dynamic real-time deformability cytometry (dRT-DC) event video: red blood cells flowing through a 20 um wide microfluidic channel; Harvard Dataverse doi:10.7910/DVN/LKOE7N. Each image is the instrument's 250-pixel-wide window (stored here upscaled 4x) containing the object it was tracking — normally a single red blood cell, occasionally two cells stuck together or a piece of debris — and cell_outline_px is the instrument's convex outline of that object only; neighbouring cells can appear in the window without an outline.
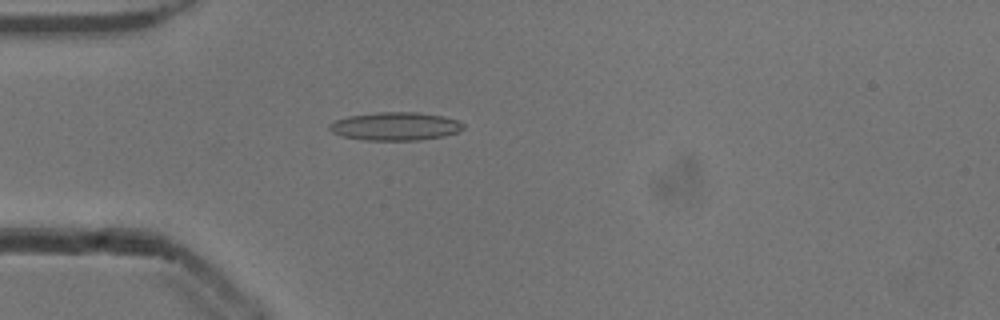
{"species": "common noctule bat (a hibernating species)", "species_latin": "Nyctalus noctula", "temperature_condition": "cold", "stored_images_in_passage": 53, "camera_frame_rate_fps": 3000, "um_per_image_px": 0.085, "animal": {"sex": "male", "body_mass_g": 13.3}, "frame": {"image": 1, "passage_image": 15, "time_ms": 4.667, "image_size_px": [1000, 320], "cell_outline_px": [[464, 128], [456, 132], [444, 136], [420, 140], [364, 140], [340, 136], [332, 132], [328, 128], [328, 124], [336, 120], [348, 116], [376, 112], [416, 112], [444, 116], [460, 120], [464, 124]], "centroid_in_image_um": [33.6, 10.73], "position_along_channel_um": 51.4, "area_um2": 22.2}}
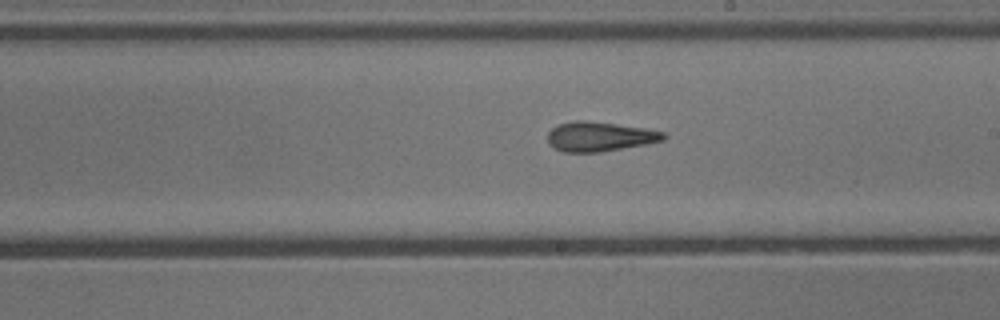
{"frame": {"image": 2, "passage_image": 30, "time_ms": 9.667, "image_size_px": [1000, 320], "cell_outline_px": [[668, 136], [664, 140], [644, 144], [600, 152], [564, 152], [548, 144], [548, 132], [556, 124], [572, 120], [588, 120], [644, 128], [664, 132]], "centroid_in_image_um": [50.94, 11.59], "position_along_channel_um": 238.1, "area_um2": 20.0}}
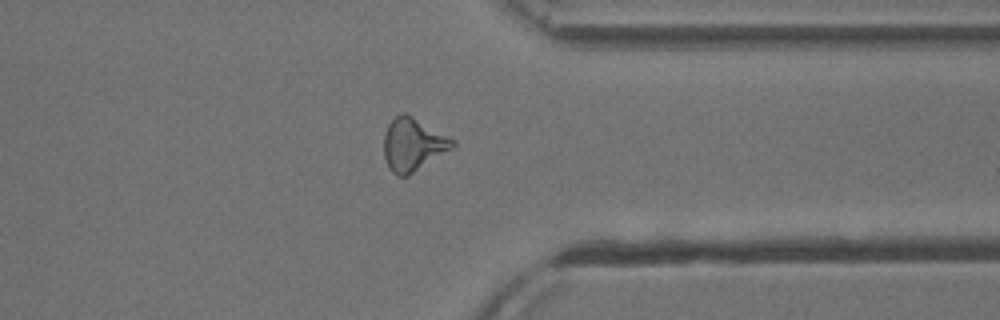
{"frame": {"image": 3, "passage_image": 41, "time_ms": 13.333, "image_size_px": [1000, 320], "cell_outline_px": [[456, 144], [452, 148], [408, 176], [396, 176], [392, 172], [384, 156], [384, 132], [388, 124], [400, 112], [404, 112], [412, 116], [456, 140]], "centroid_in_image_um": [35.09, 12.28], "position_along_channel_um": 376.3, "area_um2": 21.04}, "authors_computed_cell_mechanics": {"area_um2": 20.2878, "velocity_mm_per_s": 3.9128, "shape_relaxation_time_tau1_ms": 6.4196, "shape_relaxation_time_tau2_ms": 2.2676, "deformation_change_tau1": 0.1877, "deformation_change_tau2": 0.129}}